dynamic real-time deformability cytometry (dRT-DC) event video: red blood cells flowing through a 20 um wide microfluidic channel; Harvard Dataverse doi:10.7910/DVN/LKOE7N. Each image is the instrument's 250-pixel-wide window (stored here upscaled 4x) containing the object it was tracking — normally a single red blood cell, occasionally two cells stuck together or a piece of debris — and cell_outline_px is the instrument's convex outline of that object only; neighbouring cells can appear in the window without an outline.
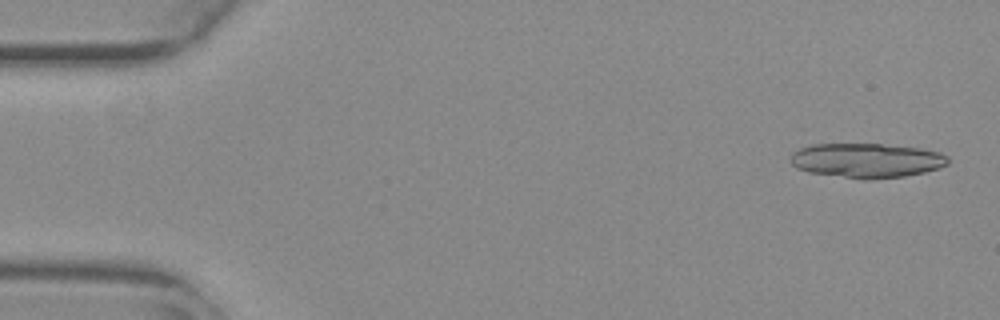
{"species": "common noctule bat (a hibernating species)", "species_latin": "Nyctalus noctula", "temperature_condition": "warm", "stored_images_in_passage": 33, "camera_frame_rate_fps": 3000, "um_per_image_px": 0.085, "animal": {"sex": "female", "body_mass_g": 29.2, "forearm_length_mm": 56.3}, "frame": {"image": 1, "passage_image": 2, "time_ms": 0.333, "image_size_px": [1000, 320], "cell_outline_px": [[948, 164], [924, 172], [904, 176], [864, 180], [808, 172], [796, 168], [792, 164], [792, 152], [800, 148], [812, 144], [880, 144], [920, 148], [940, 152], [948, 156]], "centroid_in_image_um": [73.65, 13.64], "position_along_channel_um": 11.3, "area_um2": 31.62}}
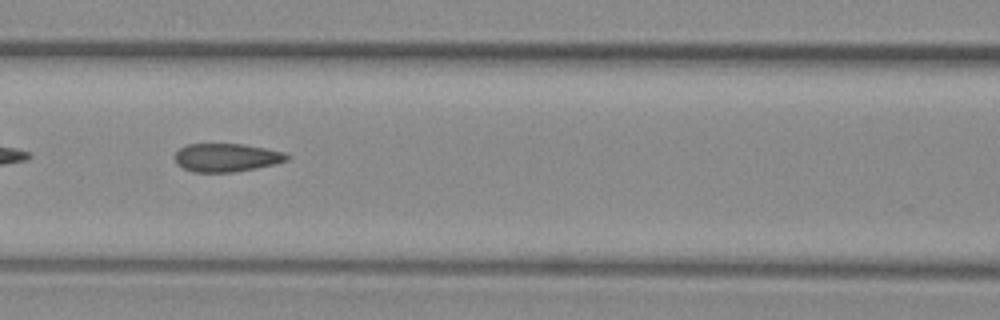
{"frame": {"image": 2, "passage_image": 24, "time_ms": 7.667, "image_size_px": [1000, 320], "cell_outline_px": [[288, 160], [276, 164], [256, 168], [232, 172], [192, 172], [176, 164], [172, 156], [184, 144], [244, 144], [284, 152], [288, 156]], "centroid_in_image_um": [19.2, 13.39], "position_along_channel_um": 147.4, "area_um2": 18.61}}
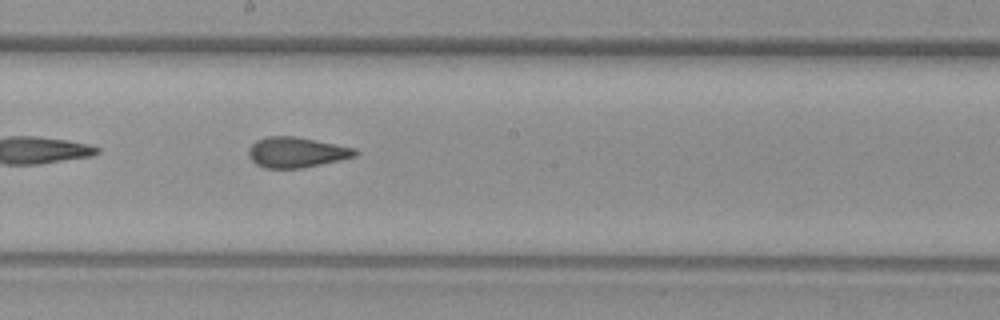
{"frame": {"image": 3, "passage_image": 30, "time_ms": 9.667, "image_size_px": [1000, 320], "cell_outline_px": [[360, 152], [356, 156], [340, 160], [304, 168], [264, 168], [256, 164], [248, 156], [248, 148], [256, 140], [268, 136], [292, 136], [356, 148]], "centroid_in_image_um": [25.19, 12.95], "position_along_channel_um": 223.0, "area_um2": 18.9}}